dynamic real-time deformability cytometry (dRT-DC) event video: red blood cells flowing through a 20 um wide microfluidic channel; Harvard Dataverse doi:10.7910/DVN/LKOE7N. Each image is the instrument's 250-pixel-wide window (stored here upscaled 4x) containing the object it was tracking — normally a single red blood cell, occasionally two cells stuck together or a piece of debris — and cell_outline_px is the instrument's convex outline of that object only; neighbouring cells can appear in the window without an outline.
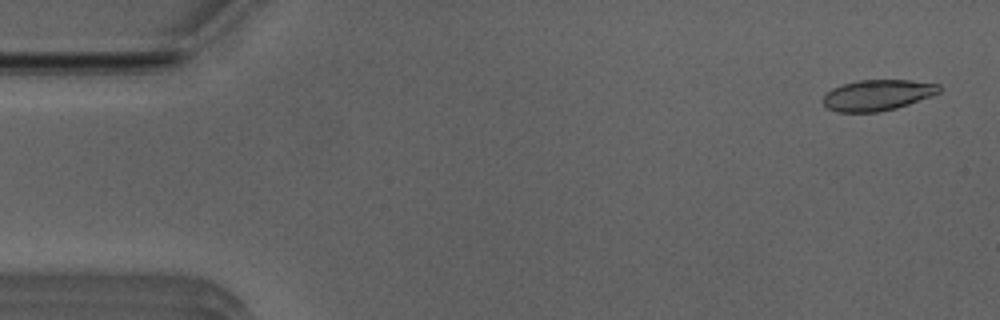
{"species": "Egyptian fruit bat (a non-hibernating species)", "species_latin": "Rousettus aegyptiacus", "temperature_condition": "room temperature", "stored_images_in_passage": 51, "camera_frame_rate_fps": 3000, "um_per_image_px": 0.085, "animal": {"sex": "male"}, "frame": {"image": 1, "passage_image": 2, "time_ms": 0.333, "image_size_px": [1000, 320], "cell_outline_px": [[940, 92], [908, 104], [896, 108], [876, 112], [836, 112], [828, 108], [824, 104], [824, 96], [832, 88], [844, 84], [860, 80], [912, 80], [940, 84]], "centroid_in_image_um": [74.59, 8.08], "position_along_channel_um": 10.4, "area_um2": 20.63}}
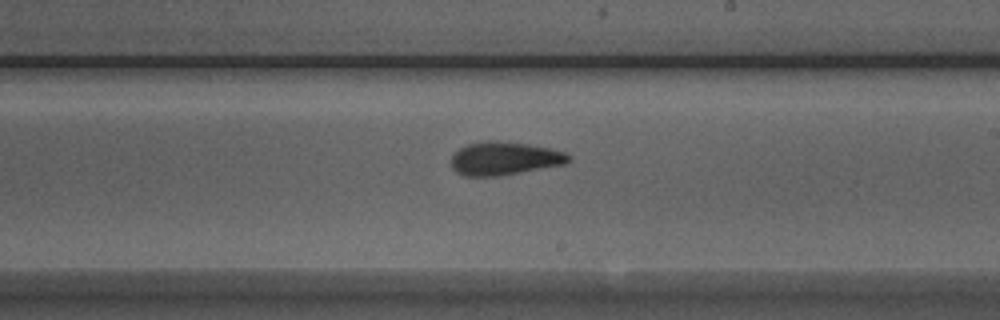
{"frame": {"image": 2, "passage_image": 29, "time_ms": 9.333, "image_size_px": [1000, 320], "cell_outline_px": [[572, 156], [564, 164], [520, 172], [496, 176], [464, 176], [456, 172], [452, 168], [452, 156], [460, 148], [468, 144], [484, 140], [496, 140], [528, 144], [548, 148], [564, 152]], "centroid_in_image_um": [42.84, 13.46], "position_along_channel_um": 246.2, "area_um2": 22.54}}
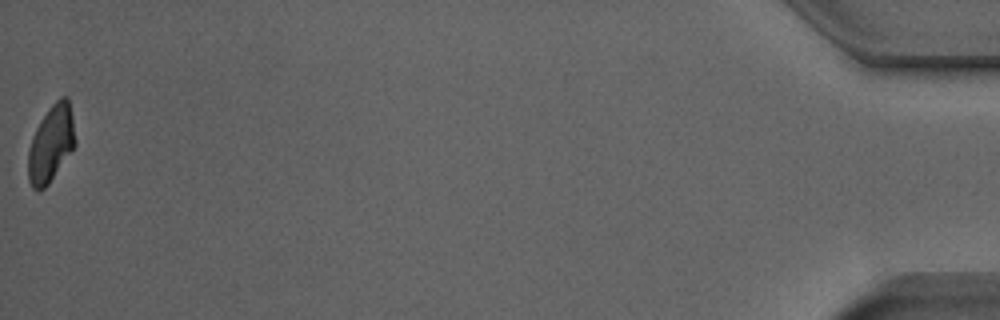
{"frame": {"image": 3, "passage_image": 51, "time_ms": 16.667, "image_size_px": [1000, 320], "cell_outline_px": [[76, 144], [48, 184], [40, 192], [32, 188], [28, 180], [28, 152], [32, 136], [40, 120], [48, 108], [60, 96], [68, 96], [72, 116], [76, 140]], "centroid_in_image_um": [4.33, 12.2], "position_along_channel_um": 430.9, "area_um2": 21.04}, "authors_computed_cell_mechanics": {"area_um2": 21.7328, "velocity_mm_per_s": 3.978, "shape_relaxation_time_tau1_ms": 4.0885, "shape_relaxation_time_tau2_ms": 2.0404, "deformation_change_tau1": 0.17, "deformation_change_tau2": 0.0993}}